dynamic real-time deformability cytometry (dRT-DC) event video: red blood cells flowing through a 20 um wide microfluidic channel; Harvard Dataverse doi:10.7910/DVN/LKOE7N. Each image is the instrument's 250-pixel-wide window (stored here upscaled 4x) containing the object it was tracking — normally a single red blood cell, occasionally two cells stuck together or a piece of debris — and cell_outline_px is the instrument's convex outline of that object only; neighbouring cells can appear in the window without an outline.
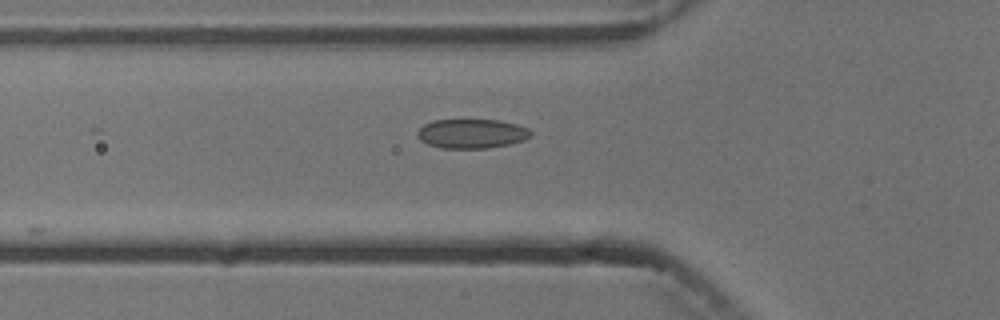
{"species": "common noctule bat (a hibernating species)", "species_latin": "Nyctalus noctula", "temperature_condition": "cold", "stored_images_in_passage": 5, "camera_frame_rate_fps": 3000, "um_per_image_px": 0.085, "animal": {"sex": "male", "body_mass_g": 13.3}, "frame": {"image": 1, "passage_image": 5, "time_ms": 5.667, "image_size_px": [1000, 320], "cell_outline_px": [[532, 136], [524, 140], [508, 144], [488, 148], [440, 148], [428, 144], [420, 140], [416, 132], [424, 124], [432, 120], [500, 120], [516, 124], [528, 128], [532, 132]], "centroid_in_image_um": [40.1, 11.36], "position_along_channel_um": 85.7, "area_um2": 19.42}}